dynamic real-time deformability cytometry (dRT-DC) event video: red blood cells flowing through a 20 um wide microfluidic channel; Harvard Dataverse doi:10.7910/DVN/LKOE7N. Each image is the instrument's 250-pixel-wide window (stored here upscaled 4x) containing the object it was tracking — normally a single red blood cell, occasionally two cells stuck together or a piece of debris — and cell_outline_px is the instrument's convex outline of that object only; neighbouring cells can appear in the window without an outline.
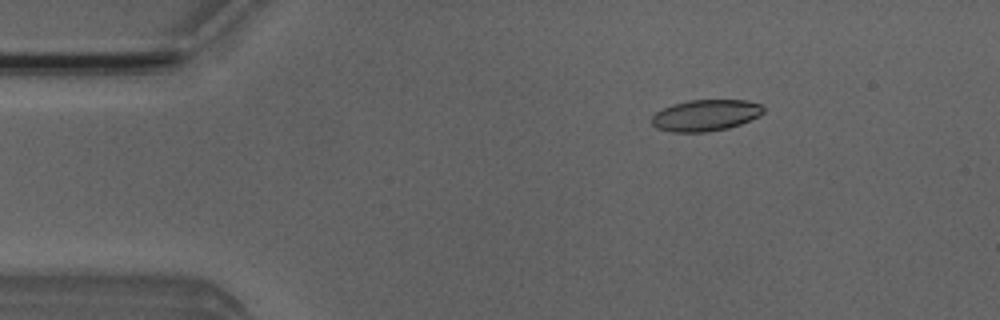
{"species": "Egyptian fruit bat (a non-hibernating species)", "species_latin": "Rousettus aegyptiacus", "temperature_condition": "room temperature", "stored_images_in_passage": 44, "camera_frame_rate_fps": 3000, "um_per_image_px": 0.085, "animal": {"sex": "male"}, "frame": {"image": 1, "passage_image": 8, "time_ms": 2.333, "image_size_px": [1000, 320], "cell_outline_px": [[764, 112], [760, 116], [740, 124], [728, 128], [708, 132], [672, 132], [656, 128], [652, 124], [652, 116], [656, 112], [672, 104], [688, 100], [748, 100], [760, 104], [764, 108]], "centroid_in_image_um": [59.98, 9.8], "position_along_channel_um": 25.0, "area_um2": 20.52}}
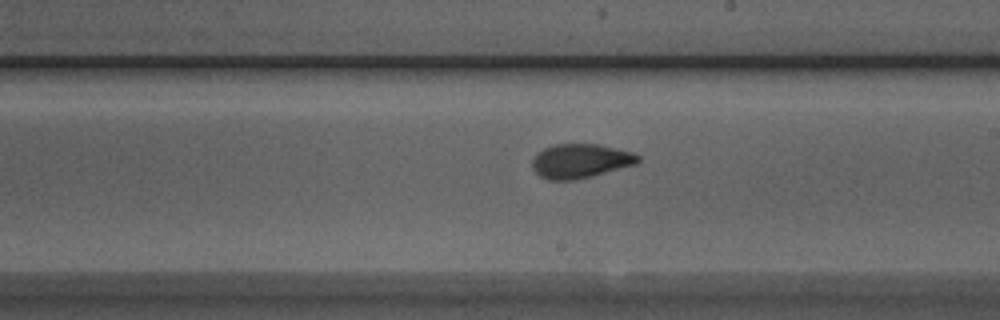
{"frame": {"image": 2, "passage_image": 29, "time_ms": 9.333, "image_size_px": [1000, 320], "cell_outline_px": [[640, 160], [636, 164], [592, 176], [576, 180], [548, 180], [540, 176], [532, 168], [532, 160], [536, 152], [544, 148], [556, 144], [596, 144], [632, 152], [640, 156]], "centroid_in_image_um": [49.3, 13.69], "position_along_channel_um": 239.7, "area_um2": 21.1}}
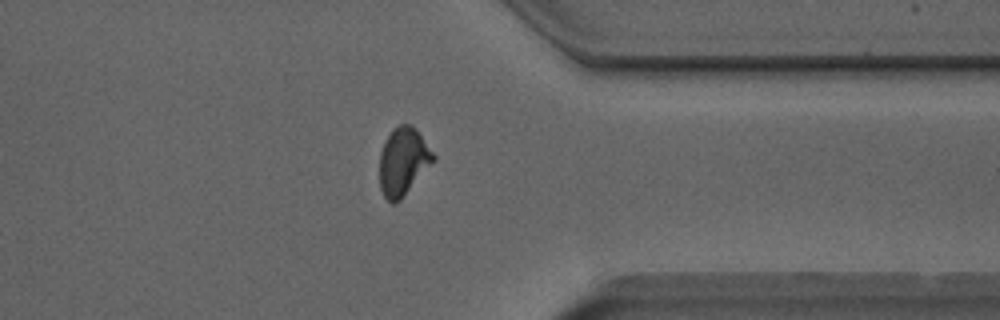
{"frame": {"image": 3, "passage_image": 40, "time_ms": 13.0, "image_size_px": [1000, 320], "cell_outline_px": [[436, 160], [400, 200], [392, 204], [384, 196], [380, 188], [380, 152], [392, 128], [400, 124], [412, 124], [416, 128], [436, 156]], "centroid_in_image_um": [34.29, 13.71], "position_along_channel_um": 377.1, "area_um2": 21.27}, "authors_computed_cell_mechanics": {"area_um2": 21.0103, "velocity_mm_per_s": 3.9742, "shape_relaxation_time_tau1_ms": 4.7471, "shape_relaxation_time_tau2_ms": 1.2177, "deformation_change_tau1": 0.1633, "deformation_change_tau2": 0.0685}}